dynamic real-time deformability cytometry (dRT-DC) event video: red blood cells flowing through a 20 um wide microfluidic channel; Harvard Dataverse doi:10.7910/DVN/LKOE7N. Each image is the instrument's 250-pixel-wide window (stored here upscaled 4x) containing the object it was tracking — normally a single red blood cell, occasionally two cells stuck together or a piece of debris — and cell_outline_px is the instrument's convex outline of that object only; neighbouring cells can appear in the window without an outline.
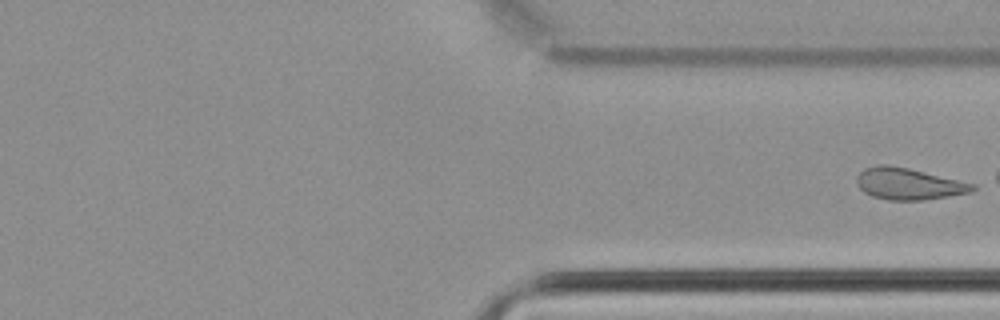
{"species": "common noctule bat (a hibernating species)", "species_latin": "Nyctalus noctula", "temperature_condition": "cold", "stored_images_in_passage": 23, "camera_frame_rate_fps": 3000, "um_per_image_px": 0.085, "animal": {"sex": "female", "body_mass_g": 22.7, "forearm_length_mm": 54.2}, "frame": {"image": 1, "passage_image": 23, "time_ms": 7.333, "image_size_px": [1000, 320], "cell_outline_px": [[976, 188], [972, 192], [924, 200], [888, 200], [872, 196], [864, 192], [856, 184], [856, 176], [864, 168], [880, 164], [888, 164], [908, 168], [976, 184]], "centroid_in_image_um": [77.21, 15.62], "position_along_channel_um": 334.2, "area_um2": 21.39}}